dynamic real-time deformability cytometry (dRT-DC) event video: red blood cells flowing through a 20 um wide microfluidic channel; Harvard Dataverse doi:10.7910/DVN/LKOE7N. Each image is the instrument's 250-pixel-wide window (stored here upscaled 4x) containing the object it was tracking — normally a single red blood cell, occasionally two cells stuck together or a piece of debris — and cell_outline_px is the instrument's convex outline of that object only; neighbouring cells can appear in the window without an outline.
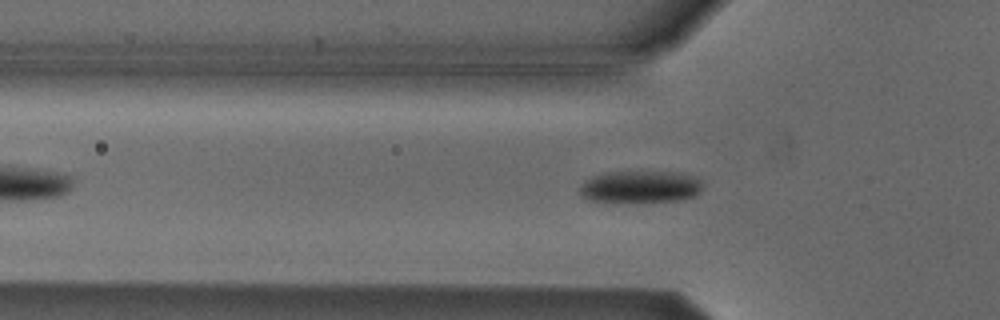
{"species": "Egyptian fruit bat (a non-hibernating species)", "species_latin": "Rousettus aegyptiacus", "temperature_condition": "cold", "stored_images_in_passage": 48, "camera_frame_rate_fps": 3000, "um_per_image_px": 0.085, "animal": {"sex": "male"}, "frame": {"image": 1, "passage_image": 12, "time_ms": 3.667, "image_size_px": [1000, 320], "cell_outline_px": [[704, 184], [700, 192], [696, 196], [676, 200], [588, 200], [580, 196], [580, 188], [584, 180], [592, 176], [604, 172], [676, 172], [696, 176], [704, 180]], "centroid_in_image_um": [54.48, 15.83], "position_along_channel_um": 71.3, "area_um2": 22.66}}
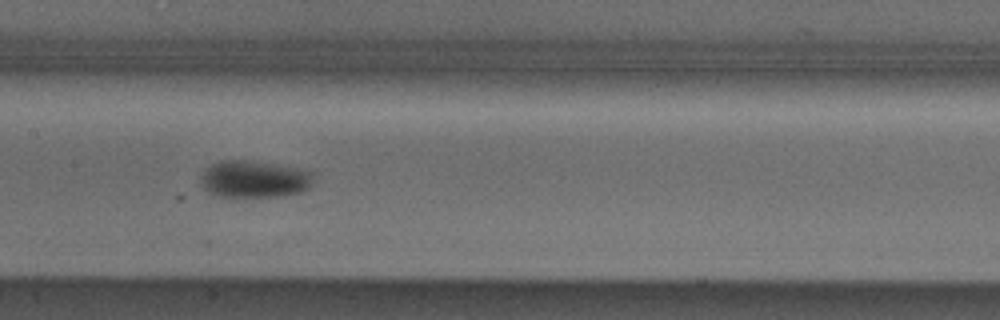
{"frame": {"image": 2, "passage_image": 21, "time_ms": 6.667, "image_size_px": [1000, 320], "cell_outline_px": [[312, 180], [308, 188], [300, 192], [280, 196], [216, 196], [208, 192], [200, 184], [200, 176], [204, 168], [220, 160], [248, 160], [292, 168], [312, 172]], "centroid_in_image_um": [21.51, 15.23], "position_along_channel_um": 185.9, "area_um2": 24.04}}
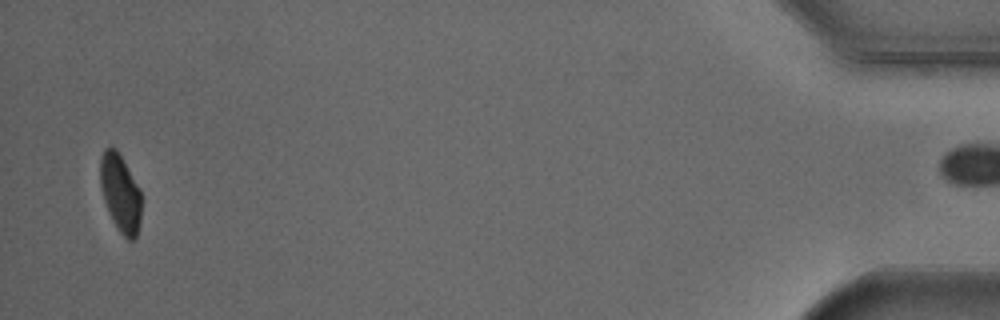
{"frame": {"image": 3, "passage_image": 47, "time_ms": 15.333, "image_size_px": [1000, 320], "cell_outline_px": [[140, 220], [136, 236], [132, 240], [128, 240], [116, 228], [108, 212], [100, 188], [100, 156], [104, 148], [108, 144], [112, 144], [116, 148], [140, 188]], "centroid_in_image_um": [10.19, 16.35], "position_along_channel_um": 425.0, "area_um2": 18.84}, "authors_computed_cell_mechanics": {"area_um2": 22.1663, "velocity_mm_per_s": 3.8122, "shape_relaxation_time_tau1_ms": 2.1916, "shape_relaxation_time_tau2_ms": null, "deformation_change_tau1": 0.1114, "deformation_change_tau2": null}}